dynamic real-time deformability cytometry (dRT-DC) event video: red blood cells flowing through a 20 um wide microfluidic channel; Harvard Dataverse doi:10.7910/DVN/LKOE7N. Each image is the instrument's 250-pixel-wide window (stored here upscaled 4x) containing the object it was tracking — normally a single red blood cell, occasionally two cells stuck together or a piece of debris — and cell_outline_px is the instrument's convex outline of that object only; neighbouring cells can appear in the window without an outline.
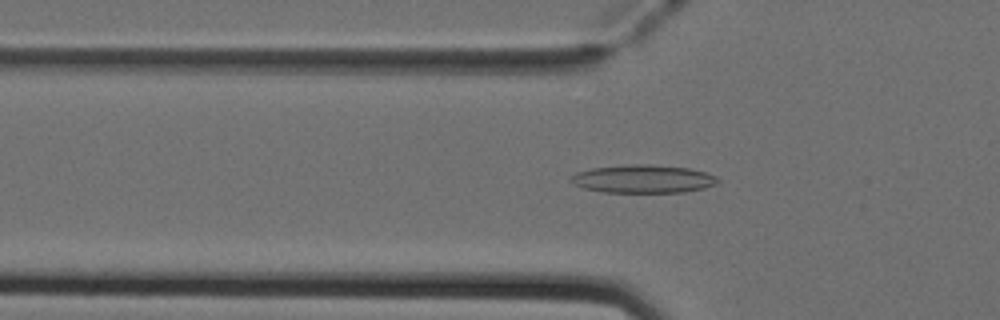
{"species": "Egyptian fruit bat (a non-hibernating species)", "species_latin": "Rousettus aegyptiacus", "temperature_condition": "cold", "stored_images_in_passage": 44, "camera_frame_rate_fps": 3000, "um_per_image_px": 0.085, "animal": {"sex": "female"}, "frame": {"image": 1, "passage_image": 16, "time_ms": 5.0, "image_size_px": [1000, 320], "cell_outline_px": [[720, 180], [716, 184], [704, 188], [684, 192], [604, 192], [584, 188], [572, 184], [568, 180], [568, 176], [576, 172], [592, 168], [628, 164], [648, 164], [688, 168], [704, 172], [716, 176]], "centroid_in_image_um": [54.61, 15.2], "position_along_channel_um": 71.2, "area_um2": 24.22}}
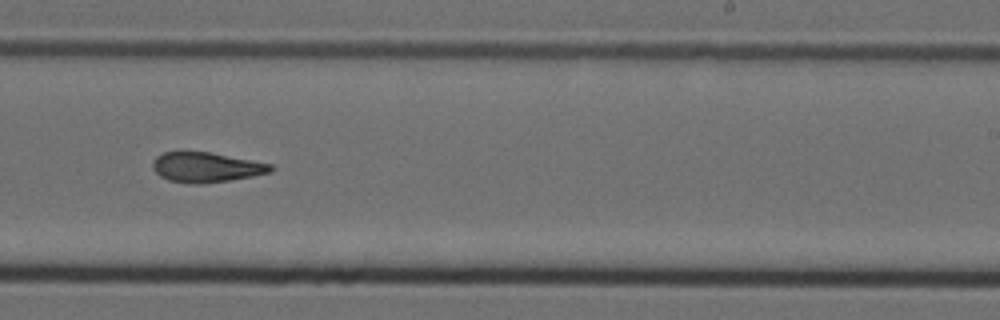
{"frame": {"image": 2, "passage_image": 31, "time_ms": 10.0, "image_size_px": [1000, 320], "cell_outline_px": [[272, 172], [252, 176], [228, 180], [200, 184], [192, 184], [168, 180], [160, 176], [152, 168], [152, 164], [156, 156], [164, 152], [208, 152], [272, 164]], "centroid_in_image_um": [17.5, 14.22], "position_along_channel_um": 271.5, "area_um2": 20.35}}
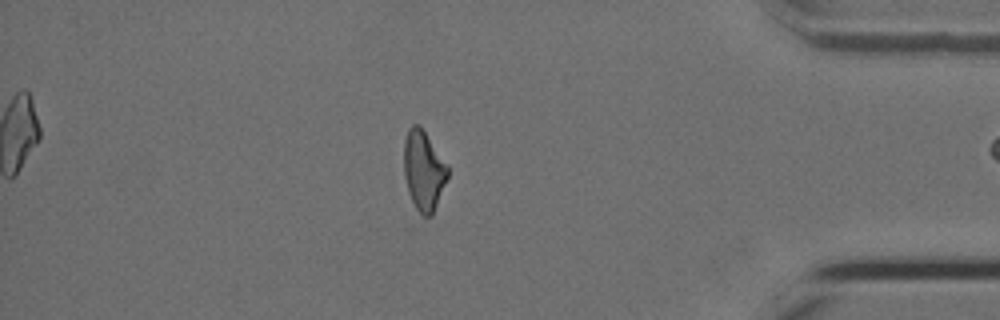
{"frame": {"image": 3, "passage_image": 43, "time_ms": 14.0, "image_size_px": [1000, 320], "cell_outline_px": [[448, 176], [432, 216], [424, 216], [416, 208], [408, 192], [404, 176], [404, 140], [408, 128], [412, 124], [420, 124], [448, 164]], "centroid_in_image_um": [36.01, 14.45], "position_along_channel_um": 399.2, "area_um2": 20.46}}